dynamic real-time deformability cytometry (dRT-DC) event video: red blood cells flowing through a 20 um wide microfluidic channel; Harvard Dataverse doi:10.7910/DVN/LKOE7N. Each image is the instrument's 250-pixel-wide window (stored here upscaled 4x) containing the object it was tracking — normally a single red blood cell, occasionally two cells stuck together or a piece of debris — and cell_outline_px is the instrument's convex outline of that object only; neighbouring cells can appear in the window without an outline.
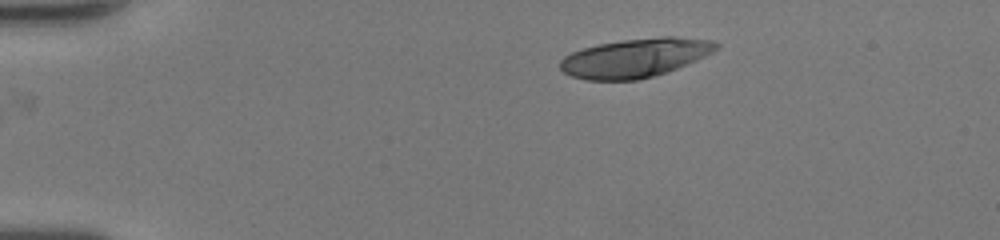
{"species": "human", "species_latin": "Homo sapiens", "temperature_condition": "room temperature", "stored_images_in_passage": 40, "camera_frame_rate_fps": 3000, "um_per_image_px": 0.085, "donor": {"sex": "female"}, "frame": {"image": 1, "passage_image": 1, "time_ms": 0.0, "image_size_px": [1000, 240], "cell_outline_px": [[720, 48], [696, 60], [668, 72], [636, 80], [584, 80], [572, 76], [564, 72], [560, 68], [560, 60], [564, 56], [572, 52], [584, 48], [600, 44], [624, 40], [664, 36], [676, 36], [712, 40], [720, 44]], "centroid_in_image_um": [54.01, 4.91], "position_along_channel_um": 31.0, "area_um2": 35.26}}
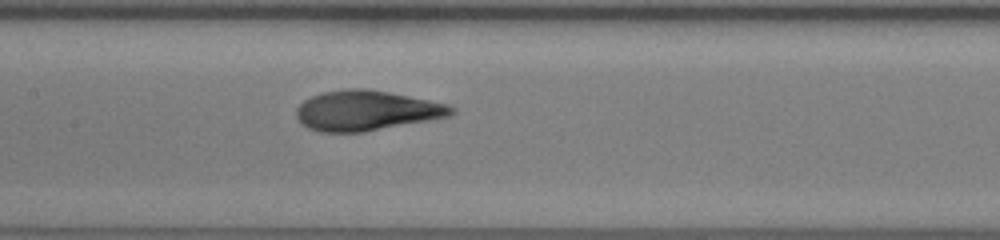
{"frame": {"image": 2, "passage_image": 16, "time_ms": 5.0, "image_size_px": [1000, 240], "cell_outline_px": [[456, 112], [448, 116], [428, 120], [364, 132], [320, 132], [308, 128], [296, 116], [296, 108], [304, 100], [312, 96], [324, 92], [348, 88], [364, 88], [388, 92], [448, 104], [456, 108]], "centroid_in_image_um": [31.14, 9.4], "position_along_channel_um": 176.3, "area_um2": 35.89}}
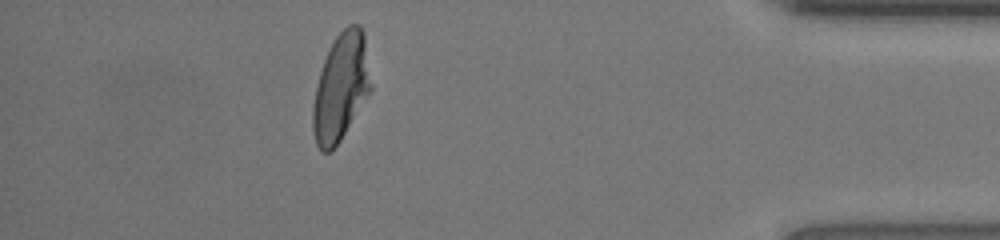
{"frame": {"image": 3, "passage_image": 35, "time_ms": 11.333, "image_size_px": [1000, 240], "cell_outline_px": [[372, 88], [340, 140], [328, 152], [320, 152], [316, 144], [312, 128], [312, 108], [316, 88], [320, 72], [324, 60], [336, 36], [348, 24], [360, 24], [364, 36], [372, 84]], "centroid_in_image_um": [28.97, 7.41], "position_along_channel_um": 406.2, "area_um2": 35.78}, "authors_computed_cell_mechanics": {"area_um2": 35.7782, "velocity_mm_per_s": 4.2906, "shape_relaxation_time_tau1_ms": 4.3073, "shape_relaxation_time_tau2_ms": null, "deformation_change_tau1": 0.2341, "deformation_change_tau2": null}}